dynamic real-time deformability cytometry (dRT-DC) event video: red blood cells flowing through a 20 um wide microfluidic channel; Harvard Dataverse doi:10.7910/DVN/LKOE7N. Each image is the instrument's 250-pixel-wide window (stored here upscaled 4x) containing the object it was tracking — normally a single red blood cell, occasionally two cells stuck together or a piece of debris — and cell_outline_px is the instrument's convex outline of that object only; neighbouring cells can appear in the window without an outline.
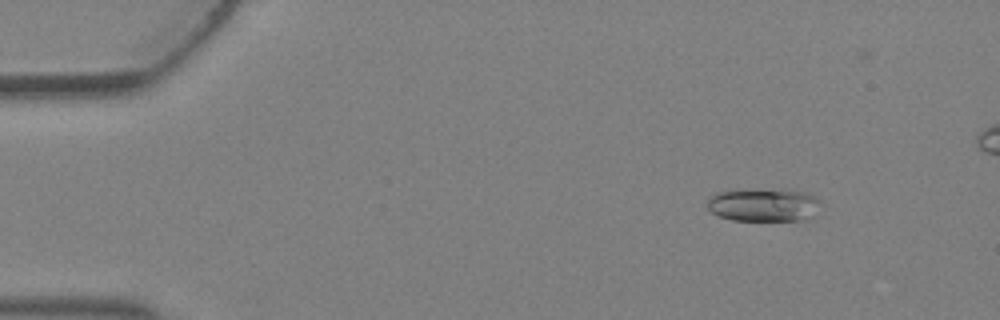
{"species": "Egyptian fruit bat (a non-hibernating species)", "species_latin": "Rousettus aegyptiacus", "temperature_condition": "warm", "stored_images_in_passage": 4, "camera_frame_rate_fps": 3000, "um_per_image_px": 0.085, "animal": {"sex": "female"}, "frame": {"image": 1, "passage_image": 1, "time_ms": 0.0, "image_size_px": [1000, 320], "cell_outline_px": [[820, 200], [812, 216], [804, 220], [732, 220], [720, 216], [712, 212], [708, 208], [708, 200], [716, 192], [784, 188], [804, 192]], "centroid_in_image_um": [64.91, 17.41], "position_along_channel_um": 20.1, "area_um2": 21.62}}